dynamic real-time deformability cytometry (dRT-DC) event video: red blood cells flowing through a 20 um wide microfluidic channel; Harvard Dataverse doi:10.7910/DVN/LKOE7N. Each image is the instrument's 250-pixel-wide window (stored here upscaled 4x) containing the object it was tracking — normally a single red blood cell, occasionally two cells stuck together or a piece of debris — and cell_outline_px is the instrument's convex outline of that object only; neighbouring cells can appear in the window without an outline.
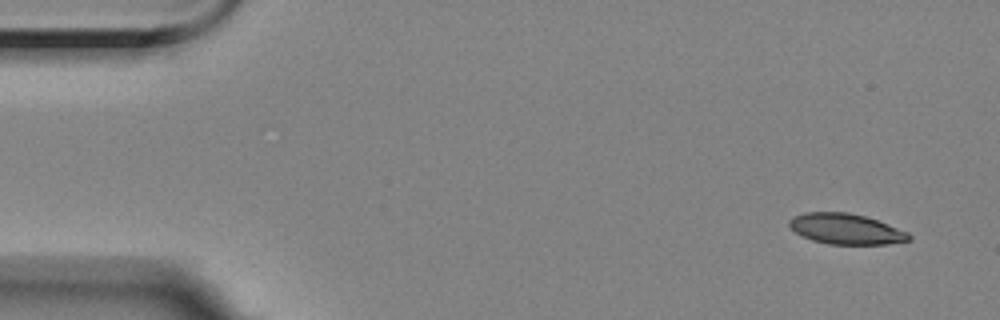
{"species": "Egyptian fruit bat (a non-hibernating species)", "species_latin": "Rousettus aegyptiacus", "temperature_condition": "room temperature", "stored_images_in_passage": 5, "segment_of_instrument_passage": [1, 2], "camera_frame_rate_fps": 3000, "um_per_image_px": 0.085, "animal": {"sex": "female"}, "frame": {"image": 1, "passage_image": 1, "time_ms": 0.0, "image_size_px": [1000, 320], "cell_outline_px": [[912, 240], [888, 244], [828, 244], [812, 240], [796, 232], [788, 224], [788, 220], [792, 216], [804, 212], [848, 212], [864, 216], [888, 224], [908, 232], [912, 236]], "centroid_in_image_um": [71.91, 19.46], "position_along_channel_um": 13.1, "area_um2": 21.33}}